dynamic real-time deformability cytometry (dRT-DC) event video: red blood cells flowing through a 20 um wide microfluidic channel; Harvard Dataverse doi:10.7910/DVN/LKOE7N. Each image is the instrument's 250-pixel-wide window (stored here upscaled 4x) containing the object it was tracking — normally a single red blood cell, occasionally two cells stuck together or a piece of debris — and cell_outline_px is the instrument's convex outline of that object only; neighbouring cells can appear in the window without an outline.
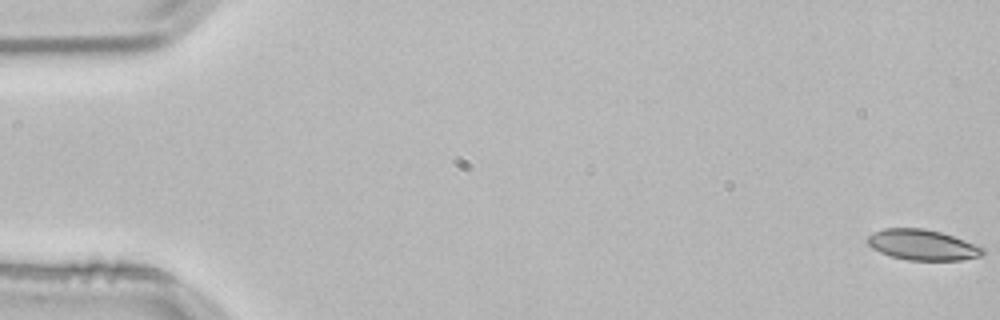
{"species": "common noctule bat (a hibernating species)", "species_latin": "Nyctalus noctula", "temperature_condition": "room temperature", "stored_images_in_passage": 54, "camera_frame_rate_fps": 3000, "um_per_image_px": 0.085, "animal": {"sex": "male", "body_mass_g": 21.5, "forearm_length_mm": 52.0}, "frame": {"image": 1, "passage_image": 1, "time_ms": 0.0, "image_size_px": [1000, 320], "cell_outline_px": [[984, 256], [964, 260], [908, 260], [892, 256], [880, 252], [872, 248], [868, 244], [868, 236], [872, 232], [884, 228], [924, 228], [940, 232], [964, 240], [984, 248]], "centroid_in_image_um": [78.42, 20.82], "position_along_channel_um": 6.6, "area_um2": 20.52}}
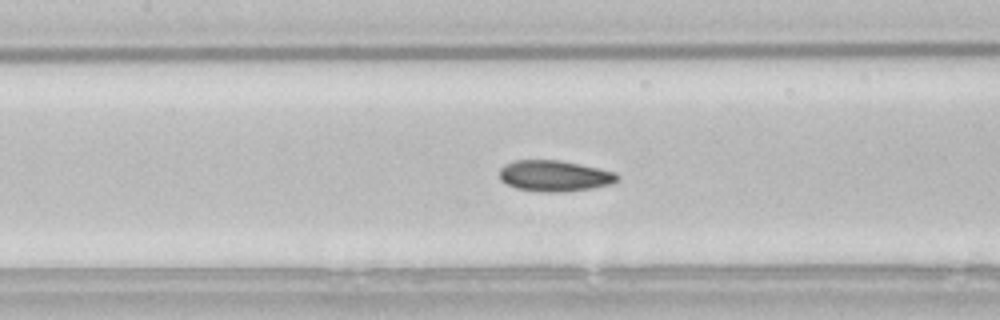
{"frame": {"image": 2, "passage_image": 25, "time_ms": 8.0, "image_size_px": [1000, 320], "cell_outline_px": [[620, 180], [612, 184], [592, 188], [568, 192], [544, 192], [516, 188], [500, 180], [500, 168], [504, 164], [516, 160], [560, 160], [580, 164], [616, 172], [620, 176]], "centroid_in_image_um": [47.17, 14.95], "position_along_channel_um": 160.2, "area_um2": 21.5}}
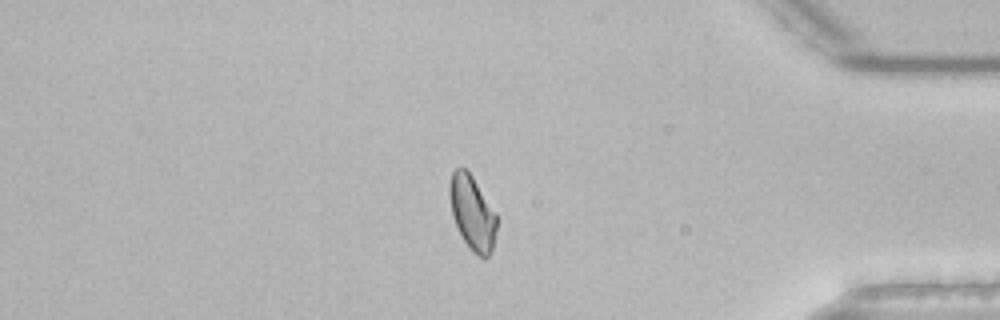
{"frame": {"image": 3, "passage_image": 46, "time_ms": 15.0, "image_size_px": [1000, 320], "cell_outline_px": [[496, 232], [492, 252], [488, 256], [480, 256], [472, 252], [464, 240], [452, 216], [448, 192], [448, 184], [452, 172], [456, 168], [464, 168], [472, 176], [496, 212]], "centroid_in_image_um": [40.13, 18.07], "position_along_channel_um": 395.1, "area_um2": 20.35}, "authors_computed_cell_mechanics": {"area_um2": 20.7213, "velocity_mm_per_s": 3.8047, "shape_relaxation_time_tau1_ms": 10.0921, "shape_relaxation_time_tau2_ms": 2.9131, "deformation_change_tau1": 0.1675, "deformation_change_tau2": 0.0769}}